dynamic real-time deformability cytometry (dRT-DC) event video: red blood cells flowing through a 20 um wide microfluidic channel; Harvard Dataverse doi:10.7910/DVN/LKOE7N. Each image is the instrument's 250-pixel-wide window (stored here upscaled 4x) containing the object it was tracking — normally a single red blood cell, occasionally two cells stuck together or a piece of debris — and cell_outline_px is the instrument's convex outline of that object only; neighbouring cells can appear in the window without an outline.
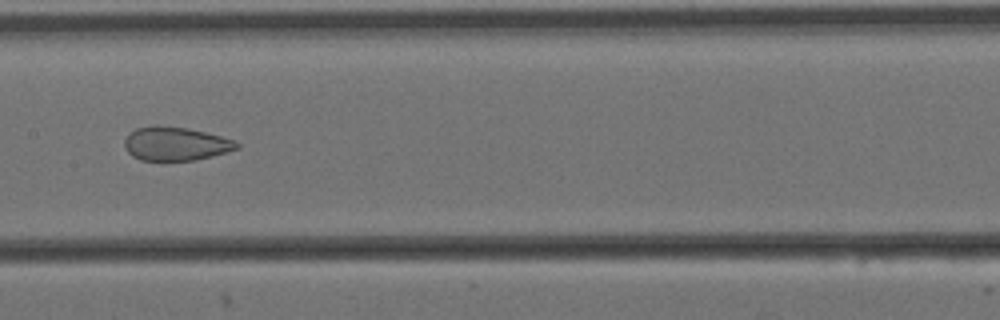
{"species": "Egyptian fruit bat (a non-hibernating species)", "species_latin": "Rousettus aegyptiacus", "temperature_condition": "cold", "stored_images_in_passage": 9, "camera_frame_rate_fps": 3000, "um_per_image_px": 0.085, "animal": {"sex": "female"}, "frame": {"image": 1, "passage_image": 8, "time_ms": 2.333, "image_size_px": [1000, 320], "cell_outline_px": [[240, 148], [212, 156], [196, 160], [140, 160], [132, 156], [124, 148], [124, 140], [136, 128], [152, 124], [160, 124], [188, 128], [236, 140], [240, 144]], "centroid_in_image_um": [14.92, 12.2], "position_along_channel_um": 192.5, "area_um2": 22.25}}
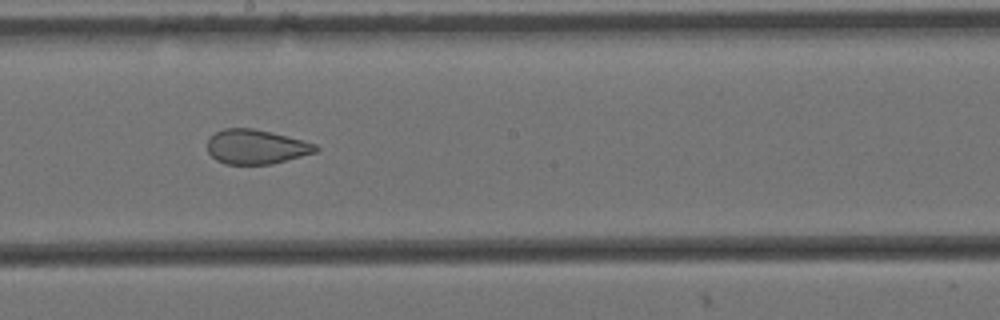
{"frame": {"image": 2, "passage_image": 9, "time_ms": 2.667, "image_size_px": [1000, 320], "cell_outline_px": [[320, 148], [316, 152], [272, 164], [224, 164], [216, 160], [208, 152], [208, 140], [216, 132], [224, 128], [252, 128], [316, 144]], "centroid_in_image_um": [21.74, 12.49], "position_along_channel_um": 226.5, "area_um2": 21.44}}